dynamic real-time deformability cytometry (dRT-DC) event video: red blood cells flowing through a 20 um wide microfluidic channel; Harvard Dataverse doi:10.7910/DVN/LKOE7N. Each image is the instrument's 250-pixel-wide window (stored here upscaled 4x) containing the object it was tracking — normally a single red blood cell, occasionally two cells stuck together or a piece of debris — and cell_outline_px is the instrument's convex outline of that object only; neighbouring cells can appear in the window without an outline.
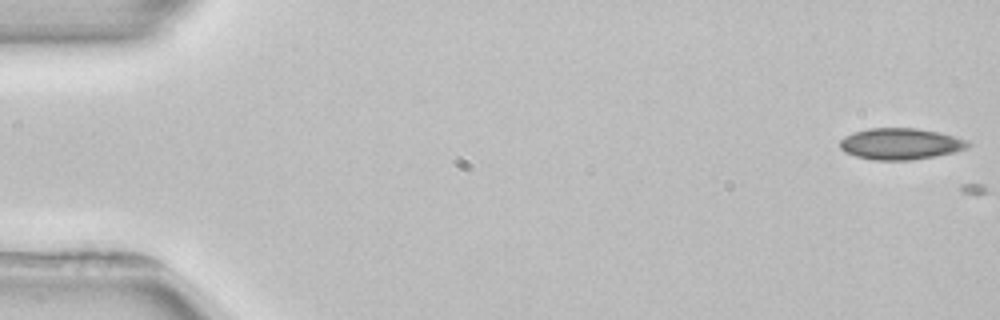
{"species": "common noctule bat (a hibernating species)", "species_latin": "Nyctalus noctula", "temperature_condition": "room temperature", "stored_images_in_passage": 10, "camera_frame_rate_fps": 3000, "um_per_image_px": 0.085, "animal": {"sex": "female", "body_mass_g": 22.7, "forearm_length_mm": 54.2}, "frame": {"image": 1, "passage_image": 1, "time_ms": 0.0, "image_size_px": [1000, 320], "cell_outline_px": [[972, 144], [968, 148], [936, 156], [908, 160], [872, 160], [856, 156], [844, 152], [840, 148], [840, 140], [844, 136], [852, 132], [868, 128], [916, 128], [936, 132], [968, 140]], "centroid_in_image_um": [76.51, 12.23], "position_along_channel_um": 8.5, "area_um2": 23.41}}